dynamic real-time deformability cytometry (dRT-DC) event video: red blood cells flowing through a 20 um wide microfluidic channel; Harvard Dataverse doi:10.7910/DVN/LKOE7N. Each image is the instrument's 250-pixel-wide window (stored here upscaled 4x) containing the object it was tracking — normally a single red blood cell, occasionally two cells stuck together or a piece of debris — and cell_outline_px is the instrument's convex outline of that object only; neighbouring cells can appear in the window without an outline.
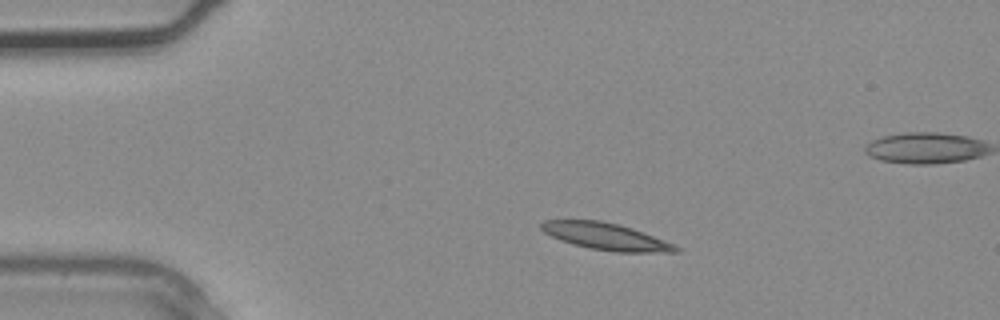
{"species": "common noctule bat (a hibernating species)", "species_latin": "Nyctalus noctula", "temperature_condition": "warm", "stored_images_in_passage": 2, "camera_frame_rate_fps": 3000, "um_per_image_px": 0.085, "animal": {"sex": "male", "body_mass_g": 20.4}, "frame": {"image": 1, "passage_image": 1, "time_ms": 0.0, "image_size_px": [1000, 320], "cell_outline_px": [[680, 252], [616, 252], [588, 248], [572, 244], [560, 240], [544, 232], [540, 228], [540, 224], [544, 220], [600, 220], [620, 224], [632, 228], [664, 240], [680, 248]], "centroid_in_image_um": [51.48, 20.09], "position_along_channel_um": 33.5, "area_um2": 21.04}}